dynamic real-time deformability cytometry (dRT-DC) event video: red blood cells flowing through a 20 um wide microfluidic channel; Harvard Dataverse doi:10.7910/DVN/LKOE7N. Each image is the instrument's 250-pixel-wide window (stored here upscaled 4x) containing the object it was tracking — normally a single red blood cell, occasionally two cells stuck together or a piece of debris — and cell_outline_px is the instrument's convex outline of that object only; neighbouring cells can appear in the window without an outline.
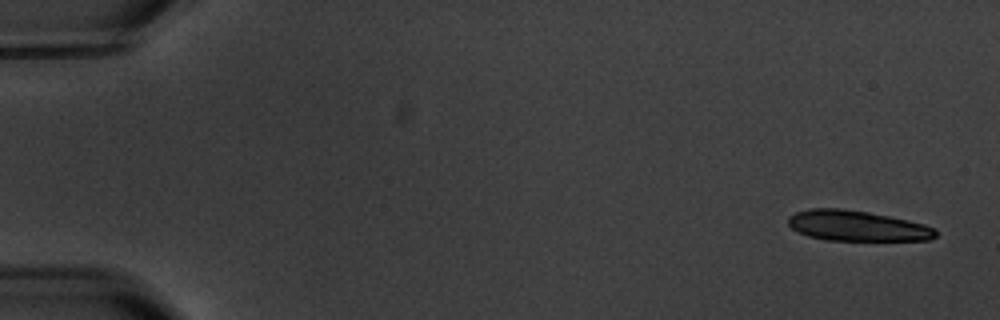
{"species": "common noctule bat (a hibernating species)", "species_latin": "Nyctalus noctula", "temperature_condition": "warm", "stored_images_in_passage": 5, "camera_frame_rate_fps": 3000, "um_per_image_px": 0.085, "animal": {"sex": "male", "body_mass_g": 20.1, "forearm_length_mm": 53.5}, "frame": {"image": 1, "passage_image": 1, "time_ms": 0.0, "image_size_px": [1000, 320], "cell_outline_px": [[936, 236], [932, 240], [824, 240], [808, 236], [792, 228], [788, 224], [788, 216], [796, 212], [808, 208], [840, 208], [868, 212], [908, 220], [924, 224], [932, 228], [936, 232]], "centroid_in_image_um": [72.82, 19.19], "position_along_channel_um": 12.2, "area_um2": 26.07}}